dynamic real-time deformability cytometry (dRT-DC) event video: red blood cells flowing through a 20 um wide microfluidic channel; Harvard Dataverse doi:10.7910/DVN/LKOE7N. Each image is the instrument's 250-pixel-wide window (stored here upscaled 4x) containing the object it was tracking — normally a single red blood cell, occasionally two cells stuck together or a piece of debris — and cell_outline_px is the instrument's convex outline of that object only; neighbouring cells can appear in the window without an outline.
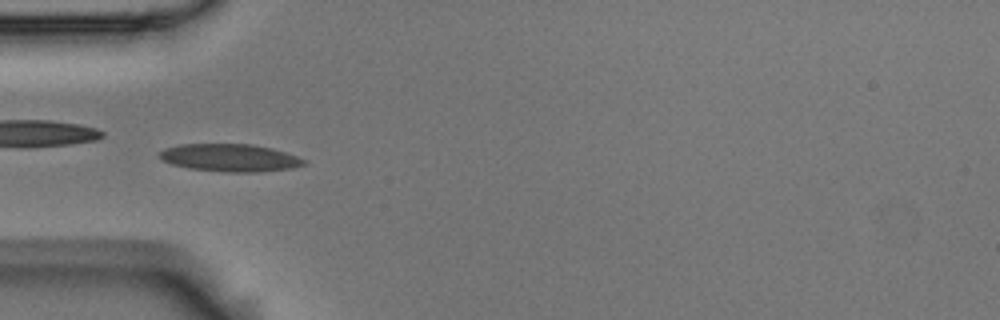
{"species": "Egyptian fruit bat (a non-hibernating species)", "species_latin": "Rousettus aegyptiacus", "temperature_condition": "room temperature", "stored_images_in_passage": 48, "camera_frame_rate_fps": 3000, "um_per_image_px": 0.085, "animal": {"sex": "male"}, "frame": {"image": 1, "passage_image": 9, "time_ms": 2.667, "image_size_px": [1000, 320], "cell_outline_px": [[308, 164], [292, 168], [256, 172], [228, 172], [188, 168], [172, 164], [156, 156], [164, 148], [180, 144], [252, 144], [272, 148], [308, 160]], "centroid_in_image_um": [19.56, 13.4], "position_along_channel_um": 65.4, "area_um2": 23.29}}
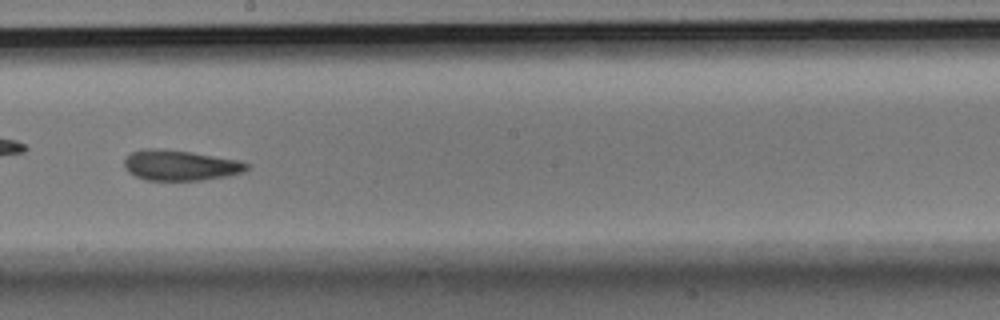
{"frame": {"image": 2, "passage_image": 23, "time_ms": 7.333, "image_size_px": [1000, 320], "cell_outline_px": [[252, 164], [244, 172], [228, 176], [204, 180], [144, 180], [128, 172], [124, 168], [124, 160], [132, 152], [144, 148], [156, 148], [192, 152], [240, 160]], "centroid_in_image_um": [15.35, 14.05], "position_along_channel_um": 232.8, "area_um2": 21.96}}
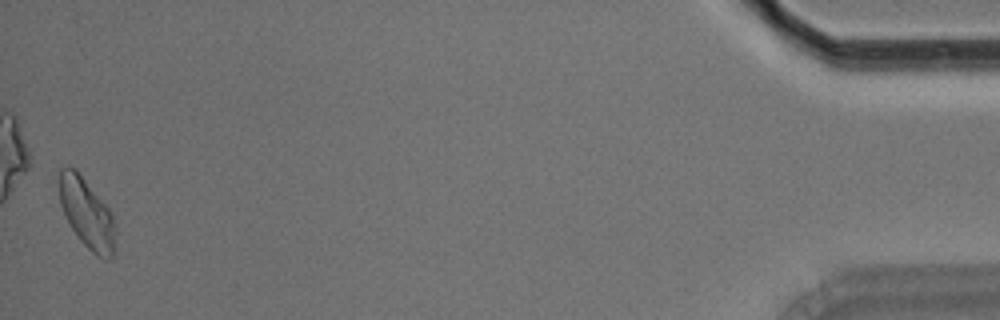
{"frame": {"image": 3, "passage_image": 47, "time_ms": 15.333, "image_size_px": [1000, 320], "cell_outline_px": [[116, 252], [112, 260], [104, 260], [96, 256], [80, 240], [72, 228], [60, 204], [60, 168], [68, 164], [76, 168], [108, 208], [112, 216], [116, 232]], "centroid_in_image_um": [7.42, 18.18], "position_along_channel_um": 427.8, "area_um2": 23.0}, "authors_computed_cell_mechanics": {"area_um2": 22.0218, "velocity_mm_per_s": 3.5796, "shape_relaxation_time_tau1_ms": null, "shape_relaxation_time_tau2_ms": 3.2798, "deformation_change_tau1": null, "deformation_change_tau2": 0.0796}}